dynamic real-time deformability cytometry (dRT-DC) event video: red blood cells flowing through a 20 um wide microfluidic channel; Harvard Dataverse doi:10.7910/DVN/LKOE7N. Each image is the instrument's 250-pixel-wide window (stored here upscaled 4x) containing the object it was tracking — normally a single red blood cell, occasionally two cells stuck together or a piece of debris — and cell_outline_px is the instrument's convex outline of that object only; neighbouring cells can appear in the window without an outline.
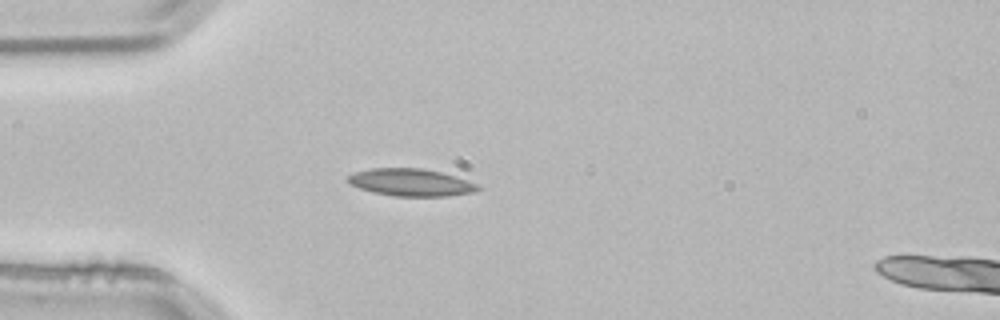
{"species": "common noctule bat (a hibernating species)", "species_latin": "Nyctalus noctula", "temperature_condition": "room temperature", "stored_images_in_passage": 2, "camera_frame_rate_fps": 3000, "um_per_image_px": 0.085, "animal": {"sex": "male", "body_mass_g": 21.5, "forearm_length_mm": 52.0}, "frame": {"image": 1, "passage_image": 2, "time_ms": 0.333, "image_size_px": [1000, 320], "cell_outline_px": [[484, 188], [476, 192], [448, 196], [392, 196], [372, 192], [360, 188], [352, 184], [348, 180], [348, 176], [352, 172], [372, 168], [424, 168], [440, 172], [476, 184]], "centroid_in_image_um": [34.92, 15.51], "position_along_channel_um": 50.1, "area_um2": 20.63}}